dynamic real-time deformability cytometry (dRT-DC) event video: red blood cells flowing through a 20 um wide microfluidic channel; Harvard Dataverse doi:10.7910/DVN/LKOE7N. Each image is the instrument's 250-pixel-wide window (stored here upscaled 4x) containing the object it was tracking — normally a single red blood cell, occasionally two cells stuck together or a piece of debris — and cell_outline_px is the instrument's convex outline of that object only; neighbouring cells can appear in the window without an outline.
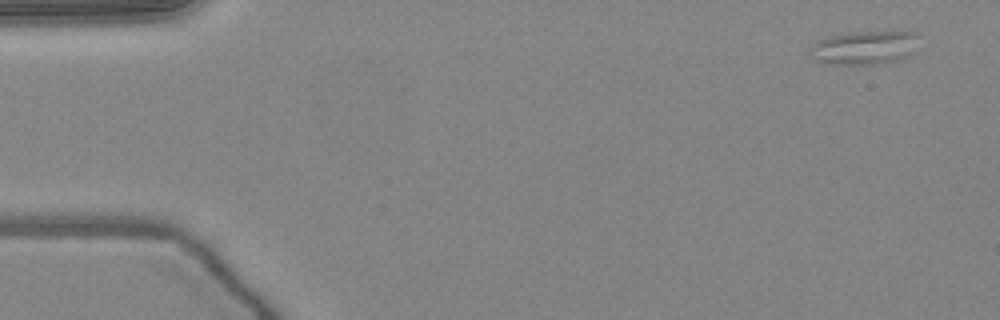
{"species": "common noctule bat (a hibernating species)", "species_latin": "Nyctalus noctula", "temperature_condition": "warm", "stored_images_in_passage": 19, "camera_frame_rate_fps": 3000, "um_per_image_px": 0.085, "animal": {"sex": "female", "body_mass_g": 24.6, "forearm_length_mm": 56.2}, "frame": {"image": 1, "passage_image": 1, "time_ms": 0.0, "image_size_px": [1000, 320], "cell_outline_px": [[920, 36], [908, 56], [900, 60], [876, 64], [828, 64], [816, 60], [808, 52], [808, 48], [816, 40], [828, 36], [848, 32], [916, 32]], "centroid_in_image_um": [73.41, 4.05], "position_along_channel_um": 11.6, "area_um2": 21.44}}
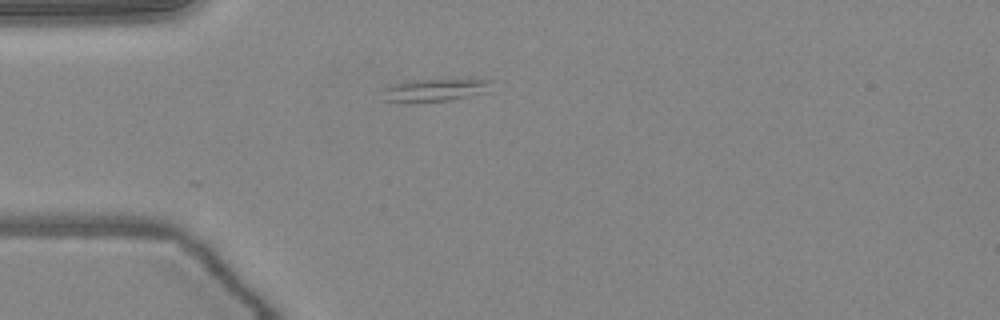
{"frame": {"image": 2, "passage_image": 12, "time_ms": 3.667, "image_size_px": [1000, 320], "cell_outline_px": [[496, 80], [488, 92], [448, 100], [404, 104], [380, 100], [380, 88], [412, 80]], "centroid_in_image_um": [36.83, 7.69], "position_along_channel_um": 48.2, "area_um2": 14.85}}